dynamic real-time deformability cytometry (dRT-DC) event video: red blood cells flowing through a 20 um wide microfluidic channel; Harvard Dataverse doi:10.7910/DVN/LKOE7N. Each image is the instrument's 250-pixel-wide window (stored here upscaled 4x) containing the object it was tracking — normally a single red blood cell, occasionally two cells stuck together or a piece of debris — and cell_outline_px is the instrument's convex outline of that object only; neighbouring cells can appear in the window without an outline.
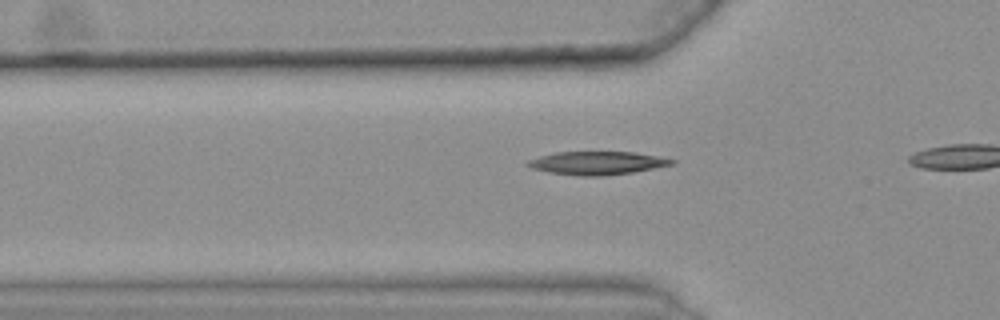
{"species": "common noctule bat (a hibernating species)", "species_latin": "Nyctalus noctula", "temperature_condition": "warm", "stored_images_in_passage": 11, "camera_frame_rate_fps": 3000, "um_per_image_px": 0.085, "animal": {"sex": "female", "body_mass_g": 25.1}, "frame": {"image": 1, "passage_image": 8, "time_ms": 2.333, "image_size_px": [1000, 320], "cell_outline_px": [[676, 164], [632, 172], [600, 176], [584, 176], [548, 172], [532, 168], [524, 164], [528, 160], [540, 156], [556, 152], [636, 152], [676, 160]], "centroid_in_image_um": [50.76, 13.85], "position_along_channel_um": 75.0, "area_um2": 19.36}}